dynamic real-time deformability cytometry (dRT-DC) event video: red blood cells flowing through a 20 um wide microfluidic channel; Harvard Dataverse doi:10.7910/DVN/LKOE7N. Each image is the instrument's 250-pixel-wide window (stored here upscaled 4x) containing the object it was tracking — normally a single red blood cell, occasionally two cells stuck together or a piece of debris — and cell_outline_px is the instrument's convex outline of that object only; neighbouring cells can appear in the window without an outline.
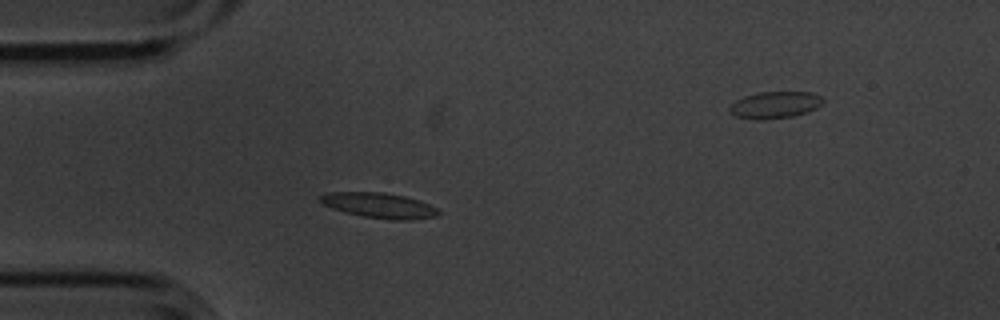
{"species": "common noctule bat (a hibernating species)", "species_latin": "Nyctalus noctula", "temperature_condition": "cold", "stored_images_in_passage": 6, "segment_of_instrument_passage": [1, 2], "camera_frame_rate_fps": 3000, "um_per_image_px": 0.085, "animal": {"sex": "male", "body_mass_g": 20.1, "forearm_length_mm": 53.5}, "frame": {"image": 1, "passage_image": 5, "time_ms": 1.333, "image_size_px": [1000, 320], "cell_outline_px": [[440, 212], [436, 216], [412, 220], [392, 220], [360, 216], [332, 208], [316, 200], [320, 196], [328, 192], [384, 192], [404, 196], [428, 204], [436, 208]], "centroid_in_image_um": [32.19, 17.46], "position_along_channel_um": 52.8, "area_um2": 17.34}}